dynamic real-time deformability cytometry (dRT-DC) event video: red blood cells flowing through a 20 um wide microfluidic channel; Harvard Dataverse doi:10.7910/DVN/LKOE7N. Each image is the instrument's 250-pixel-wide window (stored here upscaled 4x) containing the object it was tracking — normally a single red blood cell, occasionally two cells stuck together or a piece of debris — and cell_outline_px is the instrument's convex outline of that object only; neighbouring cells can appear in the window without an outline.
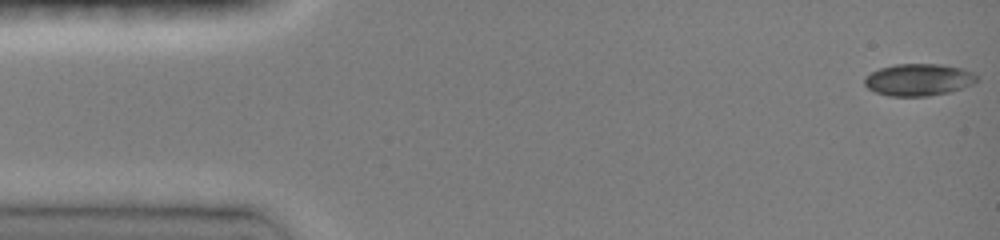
{"species": "common noctule bat (a hibernating species)", "species_latin": "Nyctalus noctula", "temperature_condition": "room temperature", "stored_images_in_passage": 46, "camera_frame_rate_fps": 3000, "um_per_image_px": 0.085, "animal": {"sex": "female", "body_mass_g": 19.0, "forearm_length_mm": 51.5}, "frame": {"image": 1, "passage_image": 1, "time_ms": 0.0, "image_size_px": [1000, 240], "cell_outline_px": [[980, 80], [972, 84], [948, 92], [928, 96], [888, 96], [876, 92], [868, 88], [864, 84], [864, 76], [880, 68], [896, 64], [940, 64], [964, 68], [972, 72]], "centroid_in_image_um": [78.07, 6.77], "position_along_channel_um": 6.9, "area_um2": 20.98}}
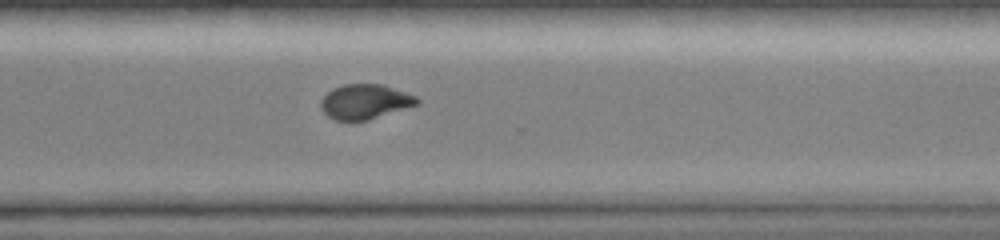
{"frame": {"image": 2, "passage_image": 34, "time_ms": 11.0, "image_size_px": [1000, 240], "cell_outline_px": [[420, 104], [368, 120], [336, 120], [328, 116], [320, 108], [320, 100], [332, 88], [344, 84], [384, 84], [416, 96], [420, 100]], "centroid_in_image_um": [31.04, 8.63], "position_along_channel_um": 339.6, "area_um2": 19.59}}
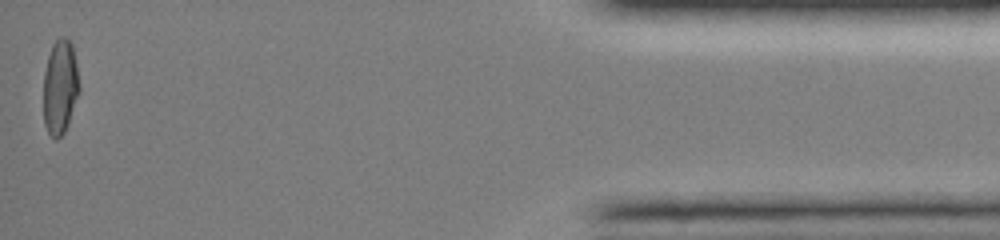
{"frame": {"image": 3, "passage_image": 46, "time_ms": 15.0, "image_size_px": [1000, 240], "cell_outline_px": [[80, 92], [68, 124], [64, 132], [56, 140], [48, 132], [44, 124], [44, 72], [48, 56], [52, 44], [60, 36], [64, 36], [72, 44], [76, 64], [80, 88]], "centroid_in_image_um": [5.11, 7.39], "position_along_channel_um": 430.1, "area_um2": 19.77}, "authors_computed_cell_mechanics": {"area_um2": 20.3456, "velocity_mm_per_s": 4.1188, "shape_relaxation_time_tau1_ms": 9.0514, "shape_relaxation_time_tau2_ms": null, "deformation_change_tau1": 0.2126, "deformation_change_tau2": null}}